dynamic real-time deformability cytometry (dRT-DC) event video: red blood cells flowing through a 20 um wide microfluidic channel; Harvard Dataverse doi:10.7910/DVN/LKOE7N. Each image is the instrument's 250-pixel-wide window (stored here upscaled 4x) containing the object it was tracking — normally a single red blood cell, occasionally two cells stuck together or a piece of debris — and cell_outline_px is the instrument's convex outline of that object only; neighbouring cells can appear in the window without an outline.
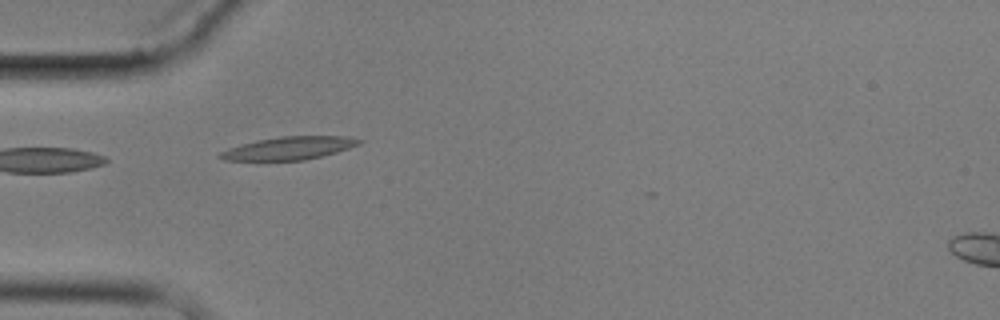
{"species": "common noctule bat (a hibernating species)", "species_latin": "Nyctalus noctula", "temperature_condition": "cold", "stored_images_in_passage": 4, "camera_frame_rate_fps": 3000, "um_per_image_px": 0.085, "animal": {"sex": "male", "body_mass_g": 17.9}, "frame": {"image": 1, "passage_image": 2, "time_ms": 1.333, "image_size_px": [1000, 320], "cell_outline_px": [[364, 140], [360, 144], [324, 156], [304, 160], [224, 160], [216, 156], [220, 152], [228, 148], [240, 144], [256, 140], [280, 136], [348, 136]], "centroid_in_image_um": [24.56, 12.59], "position_along_channel_um": 60.4, "area_um2": 18.67}}
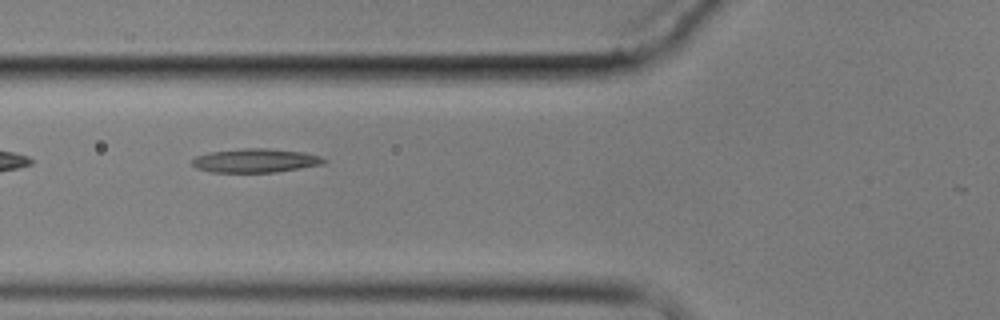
{"frame": {"image": 2, "passage_image": 3, "time_ms": 2.667, "image_size_px": [1000, 320], "cell_outline_px": [[328, 160], [324, 164], [276, 172], [212, 172], [196, 168], [192, 164], [192, 160], [196, 156], [208, 152], [244, 148], [268, 148], [304, 152], [320, 156]], "centroid_in_image_um": [21.73, 13.64], "position_along_channel_um": 104.1, "area_um2": 18.38}}
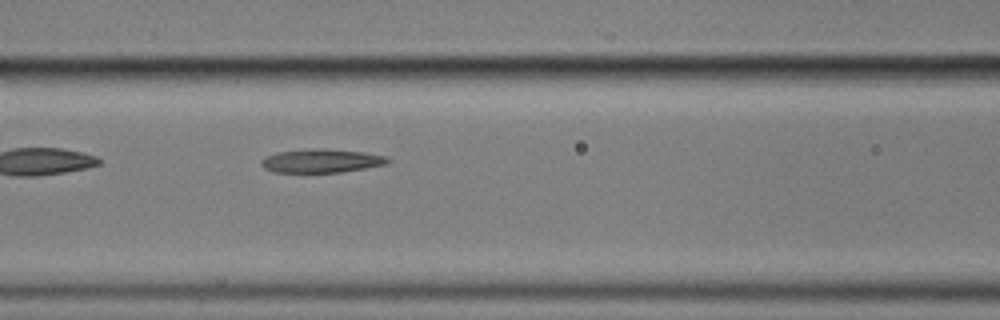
{"frame": {"image": 3, "passage_image": 4, "time_ms": 3.667, "image_size_px": [1000, 320], "cell_outline_px": [[392, 160], [388, 164], [340, 172], [272, 172], [264, 168], [260, 164], [260, 160], [264, 156], [280, 152], [312, 148], [324, 148], [364, 152], [384, 156]], "centroid_in_image_um": [27.3, 13.66], "position_along_channel_um": 139.3, "area_um2": 17.46}}